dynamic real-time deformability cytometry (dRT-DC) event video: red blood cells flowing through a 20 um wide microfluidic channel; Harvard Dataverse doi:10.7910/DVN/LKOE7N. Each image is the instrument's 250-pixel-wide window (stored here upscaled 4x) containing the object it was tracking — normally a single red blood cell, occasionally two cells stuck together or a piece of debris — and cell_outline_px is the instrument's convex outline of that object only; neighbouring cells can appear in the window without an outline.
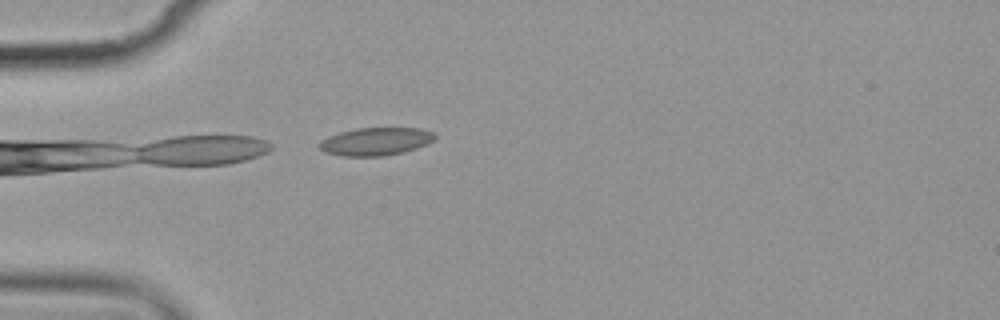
{"species": "common noctule bat (a hibernating species)", "species_latin": "Nyctalus noctula", "temperature_condition": "cold", "stored_images_in_passage": 2, "camera_frame_rate_fps": 3000, "um_per_image_px": 0.085, "animal": {"sex": "female", "body_mass_g": 19.9}, "frame": {"image": 1, "passage_image": 2, "time_ms": 1.0, "image_size_px": [1000, 320], "cell_outline_px": [[436, 136], [428, 144], [404, 152], [384, 156], [344, 156], [324, 152], [316, 144], [320, 140], [328, 136], [340, 132], [356, 128], [420, 128], [436, 132]], "centroid_in_image_um": [31.93, 12.02], "position_along_channel_um": 53.1, "area_um2": 18.96}}